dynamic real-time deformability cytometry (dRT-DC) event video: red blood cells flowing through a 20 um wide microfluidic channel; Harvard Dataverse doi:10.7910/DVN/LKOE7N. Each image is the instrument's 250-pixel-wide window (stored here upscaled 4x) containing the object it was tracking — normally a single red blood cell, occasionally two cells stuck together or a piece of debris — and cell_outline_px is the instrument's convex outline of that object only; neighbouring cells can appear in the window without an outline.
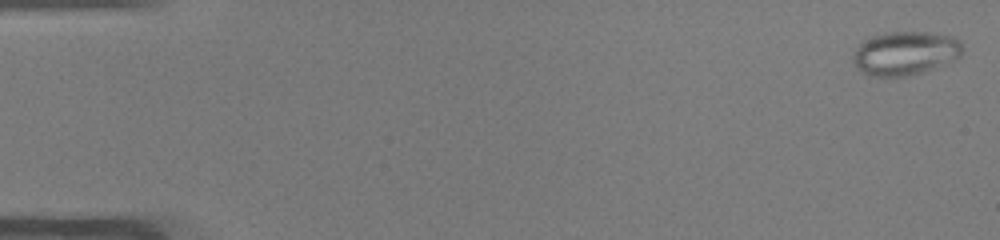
{"species": "common noctule bat (a hibernating species)", "species_latin": "Nyctalus noctula", "temperature_condition": "warm", "stored_images_in_passage": 50, "camera_frame_rate_fps": 3000, "um_per_image_px": 0.085, "animal": {"sex": "male", "body_mass_g": 19.0, "forearm_length_mm": 50.8}, "frame": {"image": 1, "passage_image": 1, "time_ms": 0.0, "image_size_px": [1000, 240], "cell_outline_px": [[960, 56], [944, 64], [908, 76], [868, 76], [856, 68], [852, 60], [852, 56], [856, 48], [864, 40], [872, 36], [884, 32], [932, 32], [952, 36], [960, 40]], "centroid_in_image_um": [76.89, 4.51], "position_along_channel_um": 8.1, "area_um2": 27.8}}
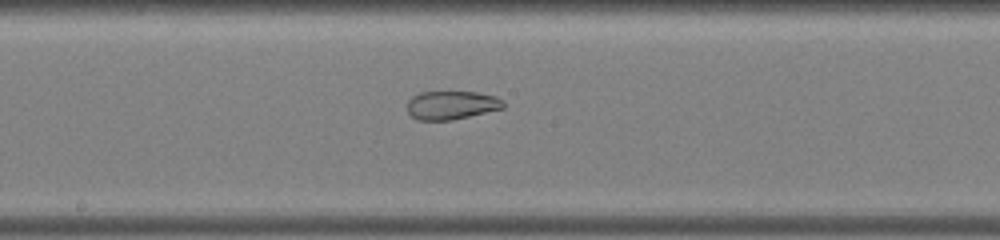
{"frame": {"image": 2, "passage_image": 27, "time_ms": 8.667, "image_size_px": [1000, 240], "cell_outline_px": [[504, 108], [452, 120], [416, 120], [408, 112], [408, 100], [412, 96], [420, 92], [476, 92], [496, 96], [504, 100]], "centroid_in_image_um": [38.38, 8.93], "position_along_channel_um": 209.8, "area_um2": 16.01}}
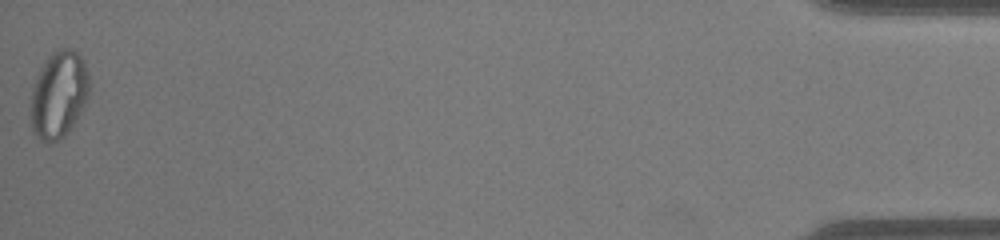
{"frame": {"image": 3, "passage_image": 50, "time_ms": 16.333, "image_size_px": [1000, 240], "cell_outline_px": [[88, 92], [84, 104], [72, 124], [64, 136], [60, 140], [48, 144], [40, 140], [32, 132], [28, 104], [32, 88], [36, 76], [44, 60], [56, 48], [72, 48], [84, 60], [88, 72]], "centroid_in_image_um": [4.92, 8.03], "position_along_channel_um": 430.3, "area_um2": 30.11}, "authors_computed_cell_mechanics": {"area_um2": 24.854, "velocity_mm_per_s": 4.0727, "shape_relaxation_time_tau1_ms": null, "shape_relaxation_time_tau2_ms": 1.5702, "deformation_change_tau1": null, "deformation_change_tau2": 0.0738}}